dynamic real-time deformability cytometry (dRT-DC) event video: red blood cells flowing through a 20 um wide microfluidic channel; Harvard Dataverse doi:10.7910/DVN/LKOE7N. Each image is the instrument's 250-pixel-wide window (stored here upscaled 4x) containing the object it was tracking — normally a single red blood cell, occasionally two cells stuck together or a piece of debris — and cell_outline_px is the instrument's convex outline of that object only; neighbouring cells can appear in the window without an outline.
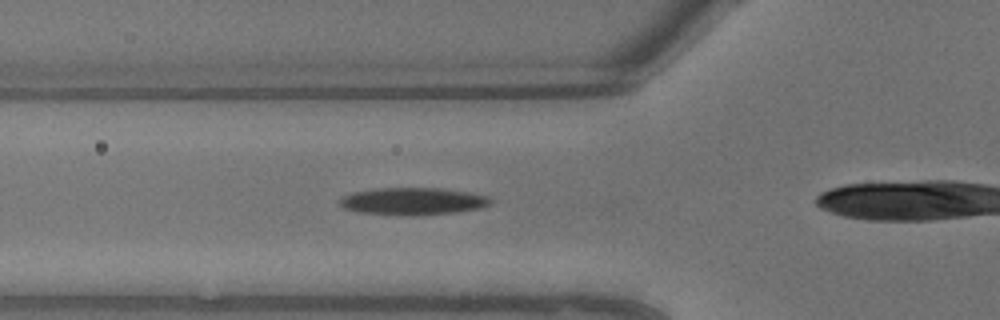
{"species": "common noctule bat (a hibernating species)", "species_latin": "Nyctalus noctula", "temperature_condition": "warm", "stored_images_in_passage": 4, "camera_frame_rate_fps": 3000, "um_per_image_px": 0.085, "animal": {"sex": "male", "body_mass_g": 13.3}, "frame": {"image": 1, "passage_image": 3, "time_ms": 0.667, "image_size_px": [1000, 320], "cell_outline_px": [[492, 204], [480, 208], [456, 212], [360, 212], [344, 208], [340, 204], [340, 200], [344, 196], [352, 192], [372, 188], [444, 188], [468, 192], [488, 196], [492, 200]], "centroid_in_image_um": [35.14, 17.03], "position_along_channel_um": 90.7, "area_um2": 22.66}}